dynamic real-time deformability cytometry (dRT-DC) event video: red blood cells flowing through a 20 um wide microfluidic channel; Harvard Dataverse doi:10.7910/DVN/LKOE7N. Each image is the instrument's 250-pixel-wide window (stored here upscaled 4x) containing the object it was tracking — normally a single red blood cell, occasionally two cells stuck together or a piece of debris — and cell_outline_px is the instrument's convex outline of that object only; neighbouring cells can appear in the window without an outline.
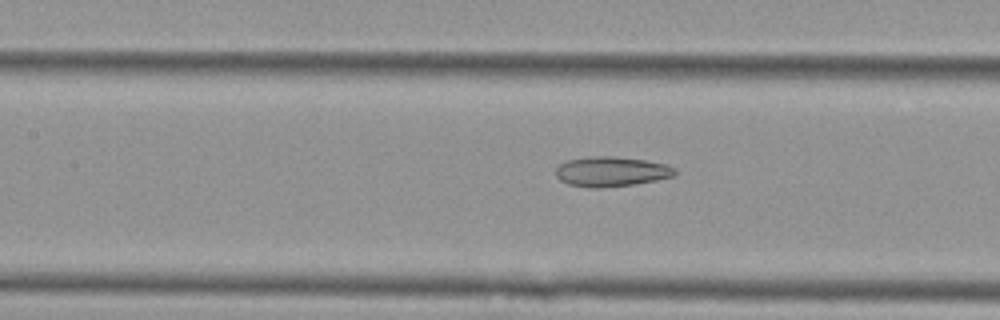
{"species": "Egyptian fruit bat (a non-hibernating species)", "species_latin": "Rousettus aegyptiacus", "temperature_condition": "cold", "stored_images_in_passage": 53, "camera_frame_rate_fps": 3000, "um_per_image_px": 0.085, "animal": {"sex": "female"}, "frame": {"image": 1, "passage_image": 24, "time_ms": 7.667, "image_size_px": [1000, 320], "cell_outline_px": [[676, 172], [672, 176], [656, 180], [632, 184], [600, 188], [588, 188], [568, 184], [560, 180], [556, 176], [556, 168], [560, 164], [568, 160], [588, 156], [616, 156], [644, 160], [668, 164], [676, 168]], "centroid_in_image_um": [51.94, 14.58], "position_along_channel_um": 155.5, "area_um2": 20.81}}
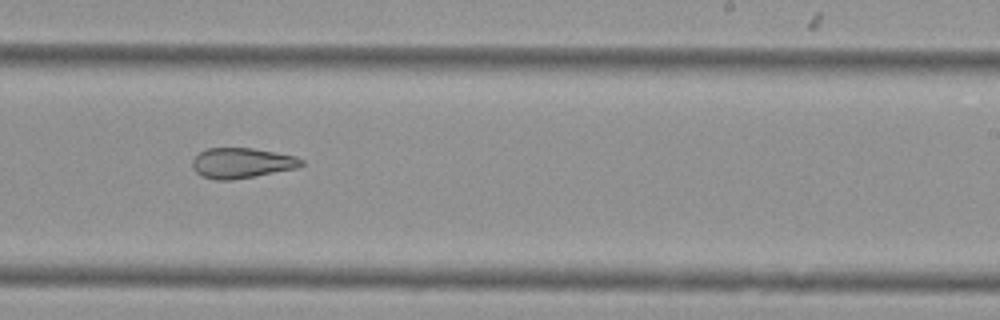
{"frame": {"image": 2, "passage_image": 33, "time_ms": 10.667, "image_size_px": [1000, 320], "cell_outline_px": [[304, 164], [296, 168], [232, 180], [216, 180], [200, 176], [192, 168], [192, 160], [200, 152], [208, 148], [252, 148], [296, 156], [304, 160]], "centroid_in_image_um": [20.53, 13.86], "position_along_channel_um": 268.5, "area_um2": 19.19}}
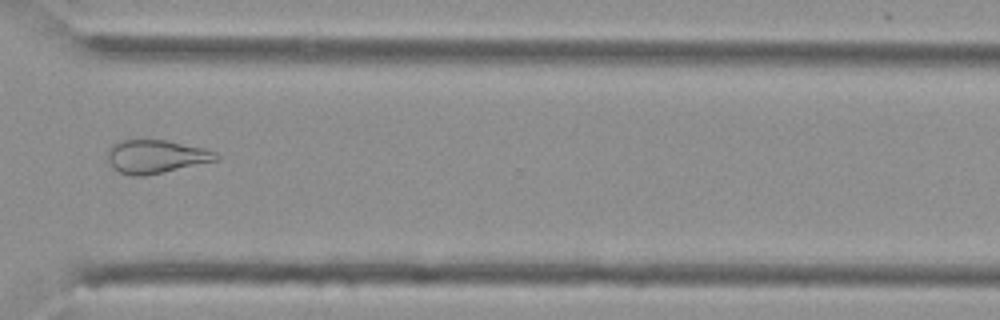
{"frame": {"image": 3, "passage_image": 40, "time_ms": 13.0, "image_size_px": [1000, 320], "cell_outline_px": [[220, 160], [144, 176], [132, 176], [120, 172], [112, 168], [108, 160], [108, 152], [112, 144], [120, 140], [164, 140], [204, 148], [216, 152], [220, 156]], "centroid_in_image_um": [13.27, 13.31], "position_along_channel_um": 357.3, "area_um2": 21.1}, "authors_computed_cell_mechanics": {"area_um2": 24.854, "velocity_mm_per_s": 3.782, "shape_relaxation_time_tau1_ms": null, "shape_relaxation_time_tau2_ms": 4.6706, "deformation_change_tau1": null, "deformation_change_tau2": 0.1404}}